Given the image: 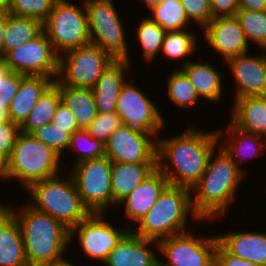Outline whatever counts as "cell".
<instances>
[{"label":"cell","mask_w":266,"mask_h":266,"mask_svg":"<svg viewBox=\"0 0 266 266\" xmlns=\"http://www.w3.org/2000/svg\"><path fill=\"white\" fill-rule=\"evenodd\" d=\"M180 1L191 23L199 29L202 30L212 20V10L209 0Z\"/></svg>","instance_id":"obj_41"},{"label":"cell","mask_w":266,"mask_h":266,"mask_svg":"<svg viewBox=\"0 0 266 266\" xmlns=\"http://www.w3.org/2000/svg\"><path fill=\"white\" fill-rule=\"evenodd\" d=\"M122 125V119L117 112H98L94 121L86 128V130L93 138L98 139L105 144L110 135Z\"/></svg>","instance_id":"obj_39"},{"label":"cell","mask_w":266,"mask_h":266,"mask_svg":"<svg viewBox=\"0 0 266 266\" xmlns=\"http://www.w3.org/2000/svg\"><path fill=\"white\" fill-rule=\"evenodd\" d=\"M43 31L58 56L91 43L84 1L78 5L71 0H56L43 22Z\"/></svg>","instance_id":"obj_8"},{"label":"cell","mask_w":266,"mask_h":266,"mask_svg":"<svg viewBox=\"0 0 266 266\" xmlns=\"http://www.w3.org/2000/svg\"><path fill=\"white\" fill-rule=\"evenodd\" d=\"M67 152L68 155L70 153L75 154L74 161L72 162L74 163L72 165H75L86 160L104 157L105 144L100 140L93 138L86 129H79L71 135L70 145Z\"/></svg>","instance_id":"obj_36"},{"label":"cell","mask_w":266,"mask_h":266,"mask_svg":"<svg viewBox=\"0 0 266 266\" xmlns=\"http://www.w3.org/2000/svg\"><path fill=\"white\" fill-rule=\"evenodd\" d=\"M61 101L60 89L53 82L40 96L25 122L20 126V131L32 134L38 128L51 123Z\"/></svg>","instance_id":"obj_30"},{"label":"cell","mask_w":266,"mask_h":266,"mask_svg":"<svg viewBox=\"0 0 266 266\" xmlns=\"http://www.w3.org/2000/svg\"><path fill=\"white\" fill-rule=\"evenodd\" d=\"M238 10H266V0H238Z\"/></svg>","instance_id":"obj_46"},{"label":"cell","mask_w":266,"mask_h":266,"mask_svg":"<svg viewBox=\"0 0 266 266\" xmlns=\"http://www.w3.org/2000/svg\"><path fill=\"white\" fill-rule=\"evenodd\" d=\"M7 159L0 154V182L5 181L7 183Z\"/></svg>","instance_id":"obj_48"},{"label":"cell","mask_w":266,"mask_h":266,"mask_svg":"<svg viewBox=\"0 0 266 266\" xmlns=\"http://www.w3.org/2000/svg\"><path fill=\"white\" fill-rule=\"evenodd\" d=\"M50 146L32 134L19 132L10 157L7 159V183L17 181L23 190L32 183L59 175L64 159Z\"/></svg>","instance_id":"obj_6"},{"label":"cell","mask_w":266,"mask_h":266,"mask_svg":"<svg viewBox=\"0 0 266 266\" xmlns=\"http://www.w3.org/2000/svg\"><path fill=\"white\" fill-rule=\"evenodd\" d=\"M261 51L259 54L248 51L224 62L235 83L232 99L266 95V50Z\"/></svg>","instance_id":"obj_16"},{"label":"cell","mask_w":266,"mask_h":266,"mask_svg":"<svg viewBox=\"0 0 266 266\" xmlns=\"http://www.w3.org/2000/svg\"><path fill=\"white\" fill-rule=\"evenodd\" d=\"M0 266H29L21 227L6 206L0 210Z\"/></svg>","instance_id":"obj_24"},{"label":"cell","mask_w":266,"mask_h":266,"mask_svg":"<svg viewBox=\"0 0 266 266\" xmlns=\"http://www.w3.org/2000/svg\"><path fill=\"white\" fill-rule=\"evenodd\" d=\"M212 19L215 17L235 16L238 11V0H209Z\"/></svg>","instance_id":"obj_45"},{"label":"cell","mask_w":266,"mask_h":266,"mask_svg":"<svg viewBox=\"0 0 266 266\" xmlns=\"http://www.w3.org/2000/svg\"><path fill=\"white\" fill-rule=\"evenodd\" d=\"M6 204L5 202V206L13 213L21 227L29 266H50L67 256L70 230L65 225L27 202L16 208L15 204Z\"/></svg>","instance_id":"obj_3"},{"label":"cell","mask_w":266,"mask_h":266,"mask_svg":"<svg viewBox=\"0 0 266 266\" xmlns=\"http://www.w3.org/2000/svg\"><path fill=\"white\" fill-rule=\"evenodd\" d=\"M196 36L195 31L191 29L166 31L160 52L162 57L160 59L164 56V60L175 61L178 65L180 64V67L187 65L198 50L196 47H198L199 38Z\"/></svg>","instance_id":"obj_29"},{"label":"cell","mask_w":266,"mask_h":266,"mask_svg":"<svg viewBox=\"0 0 266 266\" xmlns=\"http://www.w3.org/2000/svg\"><path fill=\"white\" fill-rule=\"evenodd\" d=\"M11 121L9 109L0 104V122Z\"/></svg>","instance_id":"obj_50"},{"label":"cell","mask_w":266,"mask_h":266,"mask_svg":"<svg viewBox=\"0 0 266 266\" xmlns=\"http://www.w3.org/2000/svg\"><path fill=\"white\" fill-rule=\"evenodd\" d=\"M157 169V163H118L112 162L111 167V189H112V211L116 210L117 204L147 177Z\"/></svg>","instance_id":"obj_26"},{"label":"cell","mask_w":266,"mask_h":266,"mask_svg":"<svg viewBox=\"0 0 266 266\" xmlns=\"http://www.w3.org/2000/svg\"><path fill=\"white\" fill-rule=\"evenodd\" d=\"M20 132V126L12 121L0 122V154L8 159Z\"/></svg>","instance_id":"obj_42"},{"label":"cell","mask_w":266,"mask_h":266,"mask_svg":"<svg viewBox=\"0 0 266 266\" xmlns=\"http://www.w3.org/2000/svg\"><path fill=\"white\" fill-rule=\"evenodd\" d=\"M113 61L108 53L89 43L59 56L56 79L63 85L92 89Z\"/></svg>","instance_id":"obj_13"},{"label":"cell","mask_w":266,"mask_h":266,"mask_svg":"<svg viewBox=\"0 0 266 266\" xmlns=\"http://www.w3.org/2000/svg\"><path fill=\"white\" fill-rule=\"evenodd\" d=\"M130 80L119 93L116 103L117 114L121 117L123 125L132 132L160 136L159 133H163L162 129L167 122L164 113L162 114L161 108L146 94L145 90L143 91L137 83Z\"/></svg>","instance_id":"obj_12"},{"label":"cell","mask_w":266,"mask_h":266,"mask_svg":"<svg viewBox=\"0 0 266 266\" xmlns=\"http://www.w3.org/2000/svg\"><path fill=\"white\" fill-rule=\"evenodd\" d=\"M51 123L71 135L80 129L76 118L62 101L59 103Z\"/></svg>","instance_id":"obj_43"},{"label":"cell","mask_w":266,"mask_h":266,"mask_svg":"<svg viewBox=\"0 0 266 266\" xmlns=\"http://www.w3.org/2000/svg\"><path fill=\"white\" fill-rule=\"evenodd\" d=\"M141 4H144L145 8L151 10L153 7L158 6L164 0H139Z\"/></svg>","instance_id":"obj_51"},{"label":"cell","mask_w":266,"mask_h":266,"mask_svg":"<svg viewBox=\"0 0 266 266\" xmlns=\"http://www.w3.org/2000/svg\"><path fill=\"white\" fill-rule=\"evenodd\" d=\"M203 41L209 50L218 54L224 63L227 59L251 51L241 25L236 16L215 17L203 29Z\"/></svg>","instance_id":"obj_17"},{"label":"cell","mask_w":266,"mask_h":266,"mask_svg":"<svg viewBox=\"0 0 266 266\" xmlns=\"http://www.w3.org/2000/svg\"><path fill=\"white\" fill-rule=\"evenodd\" d=\"M159 255L158 241L142 238L129 230L102 266H159Z\"/></svg>","instance_id":"obj_18"},{"label":"cell","mask_w":266,"mask_h":266,"mask_svg":"<svg viewBox=\"0 0 266 266\" xmlns=\"http://www.w3.org/2000/svg\"><path fill=\"white\" fill-rule=\"evenodd\" d=\"M55 2L56 0H11L9 13L35 18L43 23Z\"/></svg>","instance_id":"obj_37"},{"label":"cell","mask_w":266,"mask_h":266,"mask_svg":"<svg viewBox=\"0 0 266 266\" xmlns=\"http://www.w3.org/2000/svg\"><path fill=\"white\" fill-rule=\"evenodd\" d=\"M219 146L216 129L187 127L171 137H157V168L169 184L192 189L204 174L212 152Z\"/></svg>","instance_id":"obj_1"},{"label":"cell","mask_w":266,"mask_h":266,"mask_svg":"<svg viewBox=\"0 0 266 266\" xmlns=\"http://www.w3.org/2000/svg\"><path fill=\"white\" fill-rule=\"evenodd\" d=\"M215 266H259L227 252L219 243L215 253Z\"/></svg>","instance_id":"obj_44"},{"label":"cell","mask_w":266,"mask_h":266,"mask_svg":"<svg viewBox=\"0 0 266 266\" xmlns=\"http://www.w3.org/2000/svg\"><path fill=\"white\" fill-rule=\"evenodd\" d=\"M54 83L59 87L61 100L76 118L79 128L86 129L98 113L93 90L63 85L57 79Z\"/></svg>","instance_id":"obj_28"},{"label":"cell","mask_w":266,"mask_h":266,"mask_svg":"<svg viewBox=\"0 0 266 266\" xmlns=\"http://www.w3.org/2000/svg\"><path fill=\"white\" fill-rule=\"evenodd\" d=\"M245 178L246 175L218 146L210 155L204 174L191 189L192 208L201 219L200 224L223 220L237 200L238 188Z\"/></svg>","instance_id":"obj_2"},{"label":"cell","mask_w":266,"mask_h":266,"mask_svg":"<svg viewBox=\"0 0 266 266\" xmlns=\"http://www.w3.org/2000/svg\"><path fill=\"white\" fill-rule=\"evenodd\" d=\"M135 28L134 30L136 31H134V34H136L135 36L137 38L135 40H138L140 44L138 47L140 46L139 49H141L143 61L145 63L147 62L148 65L152 61L158 60L155 58L160 55L166 31L148 16L143 17Z\"/></svg>","instance_id":"obj_33"},{"label":"cell","mask_w":266,"mask_h":266,"mask_svg":"<svg viewBox=\"0 0 266 266\" xmlns=\"http://www.w3.org/2000/svg\"><path fill=\"white\" fill-rule=\"evenodd\" d=\"M4 59L11 71L24 76H45L55 81L58 75L59 56L44 31L9 50Z\"/></svg>","instance_id":"obj_14"},{"label":"cell","mask_w":266,"mask_h":266,"mask_svg":"<svg viewBox=\"0 0 266 266\" xmlns=\"http://www.w3.org/2000/svg\"><path fill=\"white\" fill-rule=\"evenodd\" d=\"M147 16L165 31L190 29L193 26L180 0H164L153 7Z\"/></svg>","instance_id":"obj_34"},{"label":"cell","mask_w":266,"mask_h":266,"mask_svg":"<svg viewBox=\"0 0 266 266\" xmlns=\"http://www.w3.org/2000/svg\"><path fill=\"white\" fill-rule=\"evenodd\" d=\"M32 135L55 150L61 156V159L64 158L66 160V157H63V155H67L71 139L70 133L64 132L62 129L55 127L52 123H48L38 128Z\"/></svg>","instance_id":"obj_38"},{"label":"cell","mask_w":266,"mask_h":266,"mask_svg":"<svg viewBox=\"0 0 266 266\" xmlns=\"http://www.w3.org/2000/svg\"><path fill=\"white\" fill-rule=\"evenodd\" d=\"M180 69L189 78L191 84L196 88L199 97L202 100H207L206 103L220 104L226 90L223 81L222 73L217 71L215 65L208 61L191 60L187 65L181 66Z\"/></svg>","instance_id":"obj_23"},{"label":"cell","mask_w":266,"mask_h":266,"mask_svg":"<svg viewBox=\"0 0 266 266\" xmlns=\"http://www.w3.org/2000/svg\"><path fill=\"white\" fill-rule=\"evenodd\" d=\"M43 31V23L38 19L8 13L4 37V56L16 47L34 39Z\"/></svg>","instance_id":"obj_31"},{"label":"cell","mask_w":266,"mask_h":266,"mask_svg":"<svg viewBox=\"0 0 266 266\" xmlns=\"http://www.w3.org/2000/svg\"><path fill=\"white\" fill-rule=\"evenodd\" d=\"M158 246L159 266H215L218 238L214 233L202 236L190 229L161 239Z\"/></svg>","instance_id":"obj_11"},{"label":"cell","mask_w":266,"mask_h":266,"mask_svg":"<svg viewBox=\"0 0 266 266\" xmlns=\"http://www.w3.org/2000/svg\"><path fill=\"white\" fill-rule=\"evenodd\" d=\"M168 184V179L157 168L149 177L142 181L133 192L117 204L116 208L119 209V207H123L121 208L124 211L123 216H125L127 222L129 220V225L127 222L125 223L129 230L135 227L141 218L152 209L159 195Z\"/></svg>","instance_id":"obj_19"},{"label":"cell","mask_w":266,"mask_h":266,"mask_svg":"<svg viewBox=\"0 0 266 266\" xmlns=\"http://www.w3.org/2000/svg\"><path fill=\"white\" fill-rule=\"evenodd\" d=\"M111 167L112 162L104 156L77 163L68 169L83 204L91 213L110 215L108 212L112 210Z\"/></svg>","instance_id":"obj_10"},{"label":"cell","mask_w":266,"mask_h":266,"mask_svg":"<svg viewBox=\"0 0 266 266\" xmlns=\"http://www.w3.org/2000/svg\"><path fill=\"white\" fill-rule=\"evenodd\" d=\"M11 0H0V12L9 13Z\"/></svg>","instance_id":"obj_52"},{"label":"cell","mask_w":266,"mask_h":266,"mask_svg":"<svg viewBox=\"0 0 266 266\" xmlns=\"http://www.w3.org/2000/svg\"><path fill=\"white\" fill-rule=\"evenodd\" d=\"M87 13L90 41L114 60H127L132 56L126 38L122 17L117 12L114 0H83ZM127 34V35H126Z\"/></svg>","instance_id":"obj_7"},{"label":"cell","mask_w":266,"mask_h":266,"mask_svg":"<svg viewBox=\"0 0 266 266\" xmlns=\"http://www.w3.org/2000/svg\"><path fill=\"white\" fill-rule=\"evenodd\" d=\"M157 137L132 132L126 125L116 129L105 143V156L118 163H157Z\"/></svg>","instance_id":"obj_15"},{"label":"cell","mask_w":266,"mask_h":266,"mask_svg":"<svg viewBox=\"0 0 266 266\" xmlns=\"http://www.w3.org/2000/svg\"><path fill=\"white\" fill-rule=\"evenodd\" d=\"M65 256L63 259L56 261L55 263H53L50 266H80L78 264H75L74 261L70 260L69 257L70 255H68V257Z\"/></svg>","instance_id":"obj_49"},{"label":"cell","mask_w":266,"mask_h":266,"mask_svg":"<svg viewBox=\"0 0 266 266\" xmlns=\"http://www.w3.org/2000/svg\"><path fill=\"white\" fill-rule=\"evenodd\" d=\"M266 231L235 230L217 233L218 243L230 254L266 266Z\"/></svg>","instance_id":"obj_21"},{"label":"cell","mask_w":266,"mask_h":266,"mask_svg":"<svg viewBox=\"0 0 266 266\" xmlns=\"http://www.w3.org/2000/svg\"><path fill=\"white\" fill-rule=\"evenodd\" d=\"M131 65L127 60H114L103 71L96 85L92 88L98 112H116L119 93L130 79L128 75L133 68Z\"/></svg>","instance_id":"obj_22"},{"label":"cell","mask_w":266,"mask_h":266,"mask_svg":"<svg viewBox=\"0 0 266 266\" xmlns=\"http://www.w3.org/2000/svg\"><path fill=\"white\" fill-rule=\"evenodd\" d=\"M106 217L107 213H91L86 219L70 229V246H73V242V244L77 243L76 248L79 245L80 251L82 250V253L85 254L84 256L90 258L88 261H96L95 264L98 262L101 266L117 243L129 231L125 224L119 227L111 222L110 219L112 218L107 221ZM74 240L77 242L75 243Z\"/></svg>","instance_id":"obj_9"},{"label":"cell","mask_w":266,"mask_h":266,"mask_svg":"<svg viewBox=\"0 0 266 266\" xmlns=\"http://www.w3.org/2000/svg\"><path fill=\"white\" fill-rule=\"evenodd\" d=\"M25 76L11 71L4 57H0V104L9 109Z\"/></svg>","instance_id":"obj_40"},{"label":"cell","mask_w":266,"mask_h":266,"mask_svg":"<svg viewBox=\"0 0 266 266\" xmlns=\"http://www.w3.org/2000/svg\"><path fill=\"white\" fill-rule=\"evenodd\" d=\"M229 109L227 118L237 128L266 137V95L237 98Z\"/></svg>","instance_id":"obj_25"},{"label":"cell","mask_w":266,"mask_h":266,"mask_svg":"<svg viewBox=\"0 0 266 266\" xmlns=\"http://www.w3.org/2000/svg\"><path fill=\"white\" fill-rule=\"evenodd\" d=\"M4 206H5V203L2 204V203L0 202V210H1Z\"/></svg>","instance_id":"obj_53"},{"label":"cell","mask_w":266,"mask_h":266,"mask_svg":"<svg viewBox=\"0 0 266 266\" xmlns=\"http://www.w3.org/2000/svg\"><path fill=\"white\" fill-rule=\"evenodd\" d=\"M165 86H167L169 102L175 107L177 106L182 111L192 109L198 105L200 101L204 102L198 95L196 88L191 84L186 74L178 67L174 68L172 72L166 77Z\"/></svg>","instance_id":"obj_32"},{"label":"cell","mask_w":266,"mask_h":266,"mask_svg":"<svg viewBox=\"0 0 266 266\" xmlns=\"http://www.w3.org/2000/svg\"><path fill=\"white\" fill-rule=\"evenodd\" d=\"M235 16L250 48L253 49L256 45L259 51L266 50V10H238ZM251 44H253L252 47Z\"/></svg>","instance_id":"obj_35"},{"label":"cell","mask_w":266,"mask_h":266,"mask_svg":"<svg viewBox=\"0 0 266 266\" xmlns=\"http://www.w3.org/2000/svg\"><path fill=\"white\" fill-rule=\"evenodd\" d=\"M226 121L227 125L224 126V128L216 129L219 146L238 168L247 175L249 172H247L246 168L244 169L241 167V165L244 164L247 159L256 158L264 154L263 152L266 151L265 137L243 131L237 128L230 120ZM223 136L226 139H223Z\"/></svg>","instance_id":"obj_20"},{"label":"cell","mask_w":266,"mask_h":266,"mask_svg":"<svg viewBox=\"0 0 266 266\" xmlns=\"http://www.w3.org/2000/svg\"><path fill=\"white\" fill-rule=\"evenodd\" d=\"M192 221L199 223L201 219L193 211L191 189L168 184L152 209L130 230L142 238L160 241L190 230Z\"/></svg>","instance_id":"obj_4"},{"label":"cell","mask_w":266,"mask_h":266,"mask_svg":"<svg viewBox=\"0 0 266 266\" xmlns=\"http://www.w3.org/2000/svg\"><path fill=\"white\" fill-rule=\"evenodd\" d=\"M8 20V13L0 12V57H4V37Z\"/></svg>","instance_id":"obj_47"},{"label":"cell","mask_w":266,"mask_h":266,"mask_svg":"<svg viewBox=\"0 0 266 266\" xmlns=\"http://www.w3.org/2000/svg\"><path fill=\"white\" fill-rule=\"evenodd\" d=\"M53 82L54 80L50 77L25 76L9 106L11 121L21 126L40 96Z\"/></svg>","instance_id":"obj_27"},{"label":"cell","mask_w":266,"mask_h":266,"mask_svg":"<svg viewBox=\"0 0 266 266\" xmlns=\"http://www.w3.org/2000/svg\"><path fill=\"white\" fill-rule=\"evenodd\" d=\"M32 183L24 192H28L27 203L35 209L51 215L69 230L86 219L91 212L83 204L76 184L70 173Z\"/></svg>","instance_id":"obj_5"}]
</instances>
